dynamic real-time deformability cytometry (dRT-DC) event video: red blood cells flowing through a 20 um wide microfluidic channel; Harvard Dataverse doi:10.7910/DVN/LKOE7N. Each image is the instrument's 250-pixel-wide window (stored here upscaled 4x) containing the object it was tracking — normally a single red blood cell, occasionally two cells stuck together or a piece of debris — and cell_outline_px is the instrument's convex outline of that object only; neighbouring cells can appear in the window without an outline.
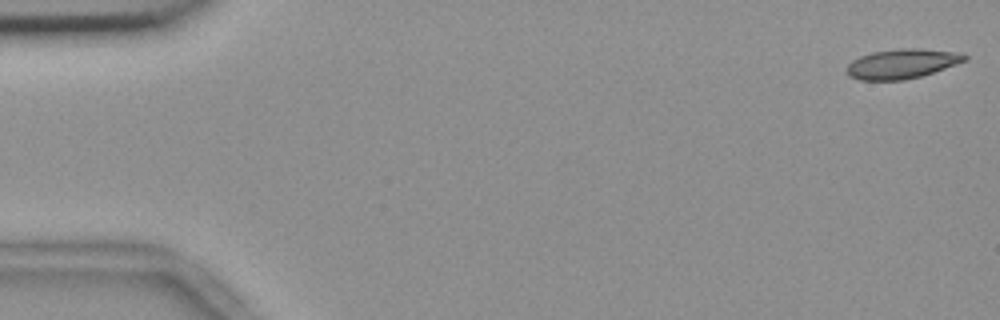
{"species": "common noctule bat (a hibernating species)", "species_latin": "Nyctalus noctula", "temperature_condition": "room temperature", "stored_images_in_passage": 5, "camera_frame_rate_fps": 3000, "um_per_image_px": 0.085, "animal": {"sex": "female", "body_mass_g": 18.4}, "frame": {"image": 1, "passage_image": 1, "time_ms": 0.0, "image_size_px": [1000, 320], "cell_outline_px": [[968, 60], [920, 76], [904, 80], [860, 80], [848, 76], [848, 64], [852, 60], [860, 56], [872, 52], [900, 48], [920, 48], [964, 52], [968, 56]], "centroid_in_image_um": [76.71, 5.4], "position_along_channel_um": 8.3, "area_um2": 20.46}}